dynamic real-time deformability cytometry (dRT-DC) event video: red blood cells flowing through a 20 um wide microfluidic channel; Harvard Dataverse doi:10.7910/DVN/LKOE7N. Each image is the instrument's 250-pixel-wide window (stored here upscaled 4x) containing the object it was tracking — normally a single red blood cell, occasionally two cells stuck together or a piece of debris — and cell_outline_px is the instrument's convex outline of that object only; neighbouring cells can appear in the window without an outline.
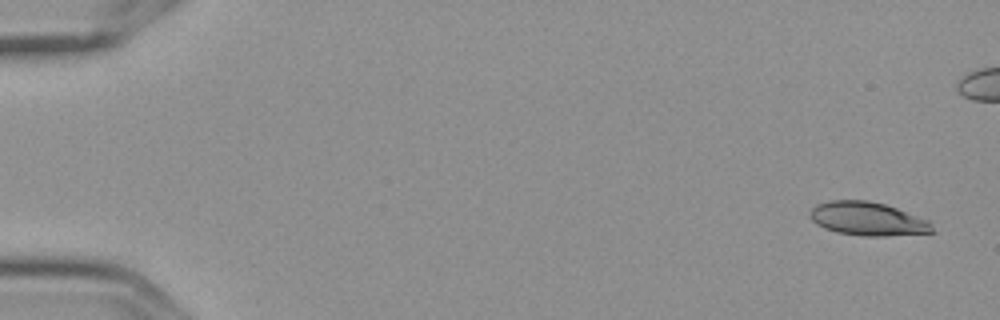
{"species": "Egyptian fruit bat (a non-hibernating species)", "species_latin": "Rousettus aegyptiacus", "temperature_condition": "cold", "stored_images_in_passage": 5, "camera_frame_rate_fps": 3000, "um_per_image_px": 0.085, "frame": {"image": 1, "passage_image": 1, "time_ms": 0.0, "image_size_px": [1000, 320], "cell_outline_px": [[936, 232], [884, 236], [864, 236], [836, 232], [824, 228], [816, 224], [812, 220], [812, 208], [816, 204], [828, 200], [868, 200], [884, 204], [896, 208], [928, 220], [932, 224]], "centroid_in_image_um": [73.76, 18.6], "position_along_channel_um": 11.2, "area_um2": 23.81}}